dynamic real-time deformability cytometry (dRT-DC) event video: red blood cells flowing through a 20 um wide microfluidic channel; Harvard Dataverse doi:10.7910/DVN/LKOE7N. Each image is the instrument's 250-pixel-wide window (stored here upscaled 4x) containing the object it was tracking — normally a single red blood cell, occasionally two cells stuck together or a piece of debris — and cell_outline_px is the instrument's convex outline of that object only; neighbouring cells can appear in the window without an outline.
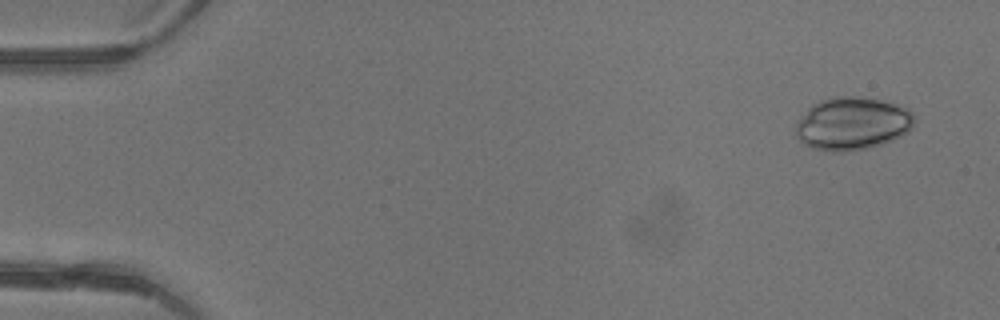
{"species": "common noctule bat (a hibernating species)", "species_latin": "Nyctalus noctula", "temperature_condition": "warm", "stored_images_in_passage": 4, "camera_frame_rate_fps": 3000, "um_per_image_px": 0.085, "animal": {"sex": "female"}, "frame": {"image": 1, "passage_image": 1, "time_ms": 0.0, "image_size_px": [1000, 320], "cell_outline_px": [[912, 128], [908, 132], [884, 144], [844, 152], [832, 152], [812, 148], [804, 144], [796, 136], [796, 124], [808, 108], [812, 104], [820, 100], [836, 96], [860, 96], [880, 100], [896, 104], [908, 108], [912, 112]], "centroid_in_image_um": [72.43, 10.5], "position_along_channel_um": 12.6, "area_um2": 36.53}}